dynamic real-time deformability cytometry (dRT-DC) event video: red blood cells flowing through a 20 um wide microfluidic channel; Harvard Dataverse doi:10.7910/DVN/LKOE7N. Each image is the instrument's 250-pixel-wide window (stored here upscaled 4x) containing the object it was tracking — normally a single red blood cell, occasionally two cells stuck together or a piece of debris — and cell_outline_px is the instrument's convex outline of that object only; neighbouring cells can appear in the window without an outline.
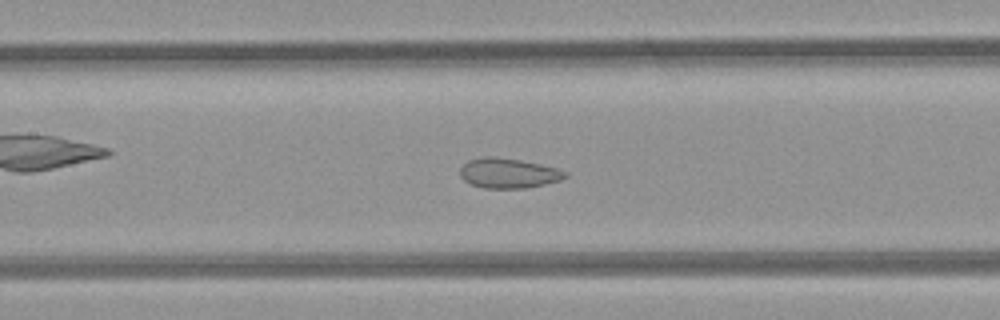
{"species": "common noctule bat (a hibernating species)", "species_latin": "Nyctalus noctula", "temperature_condition": "room temperature", "stored_images_in_passage": 49, "camera_frame_rate_fps": 3000, "um_per_image_px": 0.085, "animal": {"sex": "female", "body_mass_g": 21.9}, "frame": {"image": 1, "passage_image": 22, "time_ms": 7.0, "image_size_px": [1000, 320], "cell_outline_px": [[568, 176], [560, 180], [528, 188], [484, 188], [472, 184], [464, 180], [460, 176], [460, 168], [468, 160], [484, 156], [492, 156], [520, 160], [540, 164], [556, 168], [568, 172]], "centroid_in_image_um": [43.21, 14.72], "position_along_channel_um": 164.2, "area_um2": 18.32}}
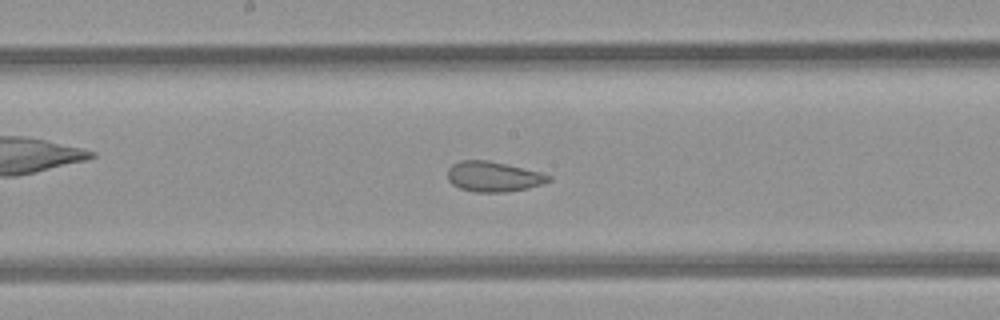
{"frame": {"image": 2, "passage_image": 25, "time_ms": 8.0, "image_size_px": [1000, 320], "cell_outline_px": [[552, 180], [544, 184], [528, 188], [504, 192], [472, 192], [460, 188], [452, 184], [448, 180], [448, 168], [452, 164], [460, 160], [488, 160], [540, 172], [552, 176]], "centroid_in_image_um": [41.94, 15.01], "position_along_channel_um": 206.3, "area_um2": 17.86}}
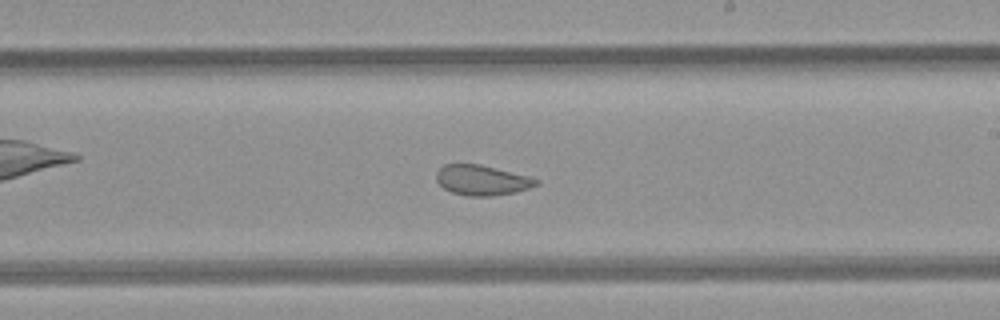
{"frame": {"image": 3, "passage_image": 28, "time_ms": 9.0, "image_size_px": [1000, 320], "cell_outline_px": [[540, 184], [516, 192], [492, 196], [468, 196], [452, 192], [444, 188], [436, 180], [436, 172], [444, 164], [480, 164], [528, 176], [540, 180]], "centroid_in_image_um": [40.97, 15.31], "position_along_channel_um": 248.0, "area_um2": 17.51}, "authors_computed_cell_mechanics": {"area_um2": 22.7732, "velocity_mm_per_s": 4.2072, "shape_relaxation_time_tau1_ms": null, "shape_relaxation_time_tau2_ms": 1.1889, "deformation_change_tau1": null, "deformation_change_tau2": 0.0698}}